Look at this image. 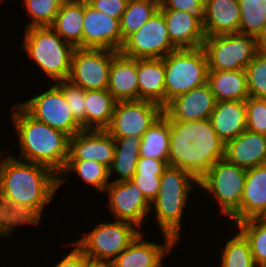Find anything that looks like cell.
Here are the masks:
<instances>
[{
	"label": "cell",
	"mask_w": 266,
	"mask_h": 267,
	"mask_svg": "<svg viewBox=\"0 0 266 267\" xmlns=\"http://www.w3.org/2000/svg\"><path fill=\"white\" fill-rule=\"evenodd\" d=\"M0 151V217L14 233L25 225L40 226L46 206L58 192L51 168ZM4 156V157H3Z\"/></svg>",
	"instance_id": "cell-1"
},
{
	"label": "cell",
	"mask_w": 266,
	"mask_h": 267,
	"mask_svg": "<svg viewBox=\"0 0 266 267\" xmlns=\"http://www.w3.org/2000/svg\"><path fill=\"white\" fill-rule=\"evenodd\" d=\"M169 124V166L183 169L199 181L217 160L225 158L226 145L210 119L185 122L169 119Z\"/></svg>",
	"instance_id": "cell-2"
},
{
	"label": "cell",
	"mask_w": 266,
	"mask_h": 267,
	"mask_svg": "<svg viewBox=\"0 0 266 267\" xmlns=\"http://www.w3.org/2000/svg\"><path fill=\"white\" fill-rule=\"evenodd\" d=\"M11 108L8 115L19 146L18 155L12 156L45 165L59 175L69 157V136L33 118L18 101Z\"/></svg>",
	"instance_id": "cell-3"
},
{
	"label": "cell",
	"mask_w": 266,
	"mask_h": 267,
	"mask_svg": "<svg viewBox=\"0 0 266 267\" xmlns=\"http://www.w3.org/2000/svg\"><path fill=\"white\" fill-rule=\"evenodd\" d=\"M197 187L199 181L189 172L168 165L161 175L158 196L151 203L150 214L158 223V229L178 244L182 238L184 211L192 196L190 192Z\"/></svg>",
	"instance_id": "cell-4"
},
{
	"label": "cell",
	"mask_w": 266,
	"mask_h": 267,
	"mask_svg": "<svg viewBox=\"0 0 266 267\" xmlns=\"http://www.w3.org/2000/svg\"><path fill=\"white\" fill-rule=\"evenodd\" d=\"M21 47L51 82L68 80L75 47L50 26L23 30Z\"/></svg>",
	"instance_id": "cell-5"
},
{
	"label": "cell",
	"mask_w": 266,
	"mask_h": 267,
	"mask_svg": "<svg viewBox=\"0 0 266 267\" xmlns=\"http://www.w3.org/2000/svg\"><path fill=\"white\" fill-rule=\"evenodd\" d=\"M162 59L165 67V106L176 96L207 83L208 59L203 47L175 50Z\"/></svg>",
	"instance_id": "cell-6"
},
{
	"label": "cell",
	"mask_w": 266,
	"mask_h": 267,
	"mask_svg": "<svg viewBox=\"0 0 266 267\" xmlns=\"http://www.w3.org/2000/svg\"><path fill=\"white\" fill-rule=\"evenodd\" d=\"M144 230L134 224L114 220L100 222L83 237L72 241L91 261L111 263Z\"/></svg>",
	"instance_id": "cell-7"
},
{
	"label": "cell",
	"mask_w": 266,
	"mask_h": 267,
	"mask_svg": "<svg viewBox=\"0 0 266 267\" xmlns=\"http://www.w3.org/2000/svg\"><path fill=\"white\" fill-rule=\"evenodd\" d=\"M247 170L226 158L217 160L210 170L199 180V187L207 196H213L223 216L230 218L242 201Z\"/></svg>",
	"instance_id": "cell-8"
},
{
	"label": "cell",
	"mask_w": 266,
	"mask_h": 267,
	"mask_svg": "<svg viewBox=\"0 0 266 267\" xmlns=\"http://www.w3.org/2000/svg\"><path fill=\"white\" fill-rule=\"evenodd\" d=\"M208 71L245 70L258 52L256 38L242 33L205 37Z\"/></svg>",
	"instance_id": "cell-9"
},
{
	"label": "cell",
	"mask_w": 266,
	"mask_h": 267,
	"mask_svg": "<svg viewBox=\"0 0 266 267\" xmlns=\"http://www.w3.org/2000/svg\"><path fill=\"white\" fill-rule=\"evenodd\" d=\"M49 84L45 91L18 103L36 120L72 137L83 129L73 117L64 93L55 84Z\"/></svg>",
	"instance_id": "cell-10"
},
{
	"label": "cell",
	"mask_w": 266,
	"mask_h": 267,
	"mask_svg": "<svg viewBox=\"0 0 266 267\" xmlns=\"http://www.w3.org/2000/svg\"><path fill=\"white\" fill-rule=\"evenodd\" d=\"M177 50L171 43L163 12L159 9L123 43L120 53L129 58H164Z\"/></svg>",
	"instance_id": "cell-11"
},
{
	"label": "cell",
	"mask_w": 266,
	"mask_h": 267,
	"mask_svg": "<svg viewBox=\"0 0 266 267\" xmlns=\"http://www.w3.org/2000/svg\"><path fill=\"white\" fill-rule=\"evenodd\" d=\"M118 51L75 48L68 80L84 90L107 89L112 59Z\"/></svg>",
	"instance_id": "cell-12"
},
{
	"label": "cell",
	"mask_w": 266,
	"mask_h": 267,
	"mask_svg": "<svg viewBox=\"0 0 266 267\" xmlns=\"http://www.w3.org/2000/svg\"><path fill=\"white\" fill-rule=\"evenodd\" d=\"M162 114L163 108L150 101H118L110 125L105 130L113 138H141Z\"/></svg>",
	"instance_id": "cell-13"
},
{
	"label": "cell",
	"mask_w": 266,
	"mask_h": 267,
	"mask_svg": "<svg viewBox=\"0 0 266 267\" xmlns=\"http://www.w3.org/2000/svg\"><path fill=\"white\" fill-rule=\"evenodd\" d=\"M104 193L114 220L132 223L141 230L143 223L151 218V204L132 180L110 182Z\"/></svg>",
	"instance_id": "cell-14"
},
{
	"label": "cell",
	"mask_w": 266,
	"mask_h": 267,
	"mask_svg": "<svg viewBox=\"0 0 266 267\" xmlns=\"http://www.w3.org/2000/svg\"><path fill=\"white\" fill-rule=\"evenodd\" d=\"M120 20L94 10L84 0L83 49L120 51Z\"/></svg>",
	"instance_id": "cell-15"
},
{
	"label": "cell",
	"mask_w": 266,
	"mask_h": 267,
	"mask_svg": "<svg viewBox=\"0 0 266 267\" xmlns=\"http://www.w3.org/2000/svg\"><path fill=\"white\" fill-rule=\"evenodd\" d=\"M163 236V244L147 241L143 232L111 262L113 267H165L164 258L178 243L169 235Z\"/></svg>",
	"instance_id": "cell-16"
},
{
	"label": "cell",
	"mask_w": 266,
	"mask_h": 267,
	"mask_svg": "<svg viewBox=\"0 0 266 267\" xmlns=\"http://www.w3.org/2000/svg\"><path fill=\"white\" fill-rule=\"evenodd\" d=\"M216 102L207 82L173 98L163 108V114L168 119L182 122L210 119Z\"/></svg>",
	"instance_id": "cell-17"
},
{
	"label": "cell",
	"mask_w": 266,
	"mask_h": 267,
	"mask_svg": "<svg viewBox=\"0 0 266 267\" xmlns=\"http://www.w3.org/2000/svg\"><path fill=\"white\" fill-rule=\"evenodd\" d=\"M114 154V138L105 129H83L69 137L67 160H94L110 168Z\"/></svg>",
	"instance_id": "cell-18"
},
{
	"label": "cell",
	"mask_w": 266,
	"mask_h": 267,
	"mask_svg": "<svg viewBox=\"0 0 266 267\" xmlns=\"http://www.w3.org/2000/svg\"><path fill=\"white\" fill-rule=\"evenodd\" d=\"M163 12L169 38L177 49H194L203 46L205 33L202 24L203 13H189L177 10Z\"/></svg>",
	"instance_id": "cell-19"
},
{
	"label": "cell",
	"mask_w": 266,
	"mask_h": 267,
	"mask_svg": "<svg viewBox=\"0 0 266 267\" xmlns=\"http://www.w3.org/2000/svg\"><path fill=\"white\" fill-rule=\"evenodd\" d=\"M266 217V164L247 170L240 208L229 218L235 225L250 218Z\"/></svg>",
	"instance_id": "cell-20"
},
{
	"label": "cell",
	"mask_w": 266,
	"mask_h": 267,
	"mask_svg": "<svg viewBox=\"0 0 266 267\" xmlns=\"http://www.w3.org/2000/svg\"><path fill=\"white\" fill-rule=\"evenodd\" d=\"M240 17L238 0H204L205 37L238 33Z\"/></svg>",
	"instance_id": "cell-21"
},
{
	"label": "cell",
	"mask_w": 266,
	"mask_h": 267,
	"mask_svg": "<svg viewBox=\"0 0 266 267\" xmlns=\"http://www.w3.org/2000/svg\"><path fill=\"white\" fill-rule=\"evenodd\" d=\"M225 158L246 170L266 164V135L245 130L226 144Z\"/></svg>",
	"instance_id": "cell-22"
},
{
	"label": "cell",
	"mask_w": 266,
	"mask_h": 267,
	"mask_svg": "<svg viewBox=\"0 0 266 267\" xmlns=\"http://www.w3.org/2000/svg\"><path fill=\"white\" fill-rule=\"evenodd\" d=\"M107 90L117 102L139 100L137 59L120 52L112 59Z\"/></svg>",
	"instance_id": "cell-23"
},
{
	"label": "cell",
	"mask_w": 266,
	"mask_h": 267,
	"mask_svg": "<svg viewBox=\"0 0 266 267\" xmlns=\"http://www.w3.org/2000/svg\"><path fill=\"white\" fill-rule=\"evenodd\" d=\"M210 120L220 140L226 145L247 130L245 101H219Z\"/></svg>",
	"instance_id": "cell-24"
},
{
	"label": "cell",
	"mask_w": 266,
	"mask_h": 267,
	"mask_svg": "<svg viewBox=\"0 0 266 267\" xmlns=\"http://www.w3.org/2000/svg\"><path fill=\"white\" fill-rule=\"evenodd\" d=\"M139 99L165 107V67L162 58L137 59Z\"/></svg>",
	"instance_id": "cell-25"
},
{
	"label": "cell",
	"mask_w": 266,
	"mask_h": 267,
	"mask_svg": "<svg viewBox=\"0 0 266 267\" xmlns=\"http://www.w3.org/2000/svg\"><path fill=\"white\" fill-rule=\"evenodd\" d=\"M84 0L63 2L52 27L75 48L83 49Z\"/></svg>",
	"instance_id": "cell-26"
},
{
	"label": "cell",
	"mask_w": 266,
	"mask_h": 267,
	"mask_svg": "<svg viewBox=\"0 0 266 267\" xmlns=\"http://www.w3.org/2000/svg\"><path fill=\"white\" fill-rule=\"evenodd\" d=\"M217 102L239 100L249 97L245 70L208 71V80Z\"/></svg>",
	"instance_id": "cell-27"
},
{
	"label": "cell",
	"mask_w": 266,
	"mask_h": 267,
	"mask_svg": "<svg viewBox=\"0 0 266 267\" xmlns=\"http://www.w3.org/2000/svg\"><path fill=\"white\" fill-rule=\"evenodd\" d=\"M115 154L112 165L109 168L110 182H123L131 180L135 174L137 162L139 160V148L141 138L128 136L124 138H114ZM116 174L119 176H116ZM114 175V177H113ZM118 177V178H117ZM114 178V180H111Z\"/></svg>",
	"instance_id": "cell-28"
},
{
	"label": "cell",
	"mask_w": 266,
	"mask_h": 267,
	"mask_svg": "<svg viewBox=\"0 0 266 267\" xmlns=\"http://www.w3.org/2000/svg\"><path fill=\"white\" fill-rule=\"evenodd\" d=\"M72 173L100 193H104L110 184L109 168L106 165L94 160H67L64 169L58 175V189Z\"/></svg>",
	"instance_id": "cell-29"
},
{
	"label": "cell",
	"mask_w": 266,
	"mask_h": 267,
	"mask_svg": "<svg viewBox=\"0 0 266 267\" xmlns=\"http://www.w3.org/2000/svg\"><path fill=\"white\" fill-rule=\"evenodd\" d=\"M116 100L103 90H86L85 129H106L112 120Z\"/></svg>",
	"instance_id": "cell-30"
},
{
	"label": "cell",
	"mask_w": 266,
	"mask_h": 267,
	"mask_svg": "<svg viewBox=\"0 0 266 267\" xmlns=\"http://www.w3.org/2000/svg\"><path fill=\"white\" fill-rule=\"evenodd\" d=\"M169 119L162 114L141 137L139 156L164 160L168 164Z\"/></svg>",
	"instance_id": "cell-31"
},
{
	"label": "cell",
	"mask_w": 266,
	"mask_h": 267,
	"mask_svg": "<svg viewBox=\"0 0 266 267\" xmlns=\"http://www.w3.org/2000/svg\"><path fill=\"white\" fill-rule=\"evenodd\" d=\"M160 0L128 1L120 20V31L124 41L138 31L158 10Z\"/></svg>",
	"instance_id": "cell-32"
},
{
	"label": "cell",
	"mask_w": 266,
	"mask_h": 267,
	"mask_svg": "<svg viewBox=\"0 0 266 267\" xmlns=\"http://www.w3.org/2000/svg\"><path fill=\"white\" fill-rule=\"evenodd\" d=\"M248 240L257 267L266 263V217L250 218L233 225Z\"/></svg>",
	"instance_id": "cell-33"
},
{
	"label": "cell",
	"mask_w": 266,
	"mask_h": 267,
	"mask_svg": "<svg viewBox=\"0 0 266 267\" xmlns=\"http://www.w3.org/2000/svg\"><path fill=\"white\" fill-rule=\"evenodd\" d=\"M223 245L220 267H257L245 236L238 230ZM217 267V266H216Z\"/></svg>",
	"instance_id": "cell-34"
},
{
	"label": "cell",
	"mask_w": 266,
	"mask_h": 267,
	"mask_svg": "<svg viewBox=\"0 0 266 267\" xmlns=\"http://www.w3.org/2000/svg\"><path fill=\"white\" fill-rule=\"evenodd\" d=\"M240 6L239 32L257 38L266 23V0H238Z\"/></svg>",
	"instance_id": "cell-35"
},
{
	"label": "cell",
	"mask_w": 266,
	"mask_h": 267,
	"mask_svg": "<svg viewBox=\"0 0 266 267\" xmlns=\"http://www.w3.org/2000/svg\"><path fill=\"white\" fill-rule=\"evenodd\" d=\"M24 4L25 14L29 22H26L25 29L30 27L51 26L59 12L63 0H21Z\"/></svg>",
	"instance_id": "cell-36"
},
{
	"label": "cell",
	"mask_w": 266,
	"mask_h": 267,
	"mask_svg": "<svg viewBox=\"0 0 266 267\" xmlns=\"http://www.w3.org/2000/svg\"><path fill=\"white\" fill-rule=\"evenodd\" d=\"M245 71L249 97L266 99V53L258 51Z\"/></svg>",
	"instance_id": "cell-37"
},
{
	"label": "cell",
	"mask_w": 266,
	"mask_h": 267,
	"mask_svg": "<svg viewBox=\"0 0 266 267\" xmlns=\"http://www.w3.org/2000/svg\"><path fill=\"white\" fill-rule=\"evenodd\" d=\"M63 93L73 117L85 129V94L86 90L69 80L54 83Z\"/></svg>",
	"instance_id": "cell-38"
},
{
	"label": "cell",
	"mask_w": 266,
	"mask_h": 267,
	"mask_svg": "<svg viewBox=\"0 0 266 267\" xmlns=\"http://www.w3.org/2000/svg\"><path fill=\"white\" fill-rule=\"evenodd\" d=\"M245 104L247 130L266 135V99L248 97Z\"/></svg>",
	"instance_id": "cell-39"
},
{
	"label": "cell",
	"mask_w": 266,
	"mask_h": 267,
	"mask_svg": "<svg viewBox=\"0 0 266 267\" xmlns=\"http://www.w3.org/2000/svg\"><path fill=\"white\" fill-rule=\"evenodd\" d=\"M162 174L135 173L132 181L151 204L158 196Z\"/></svg>",
	"instance_id": "cell-40"
},
{
	"label": "cell",
	"mask_w": 266,
	"mask_h": 267,
	"mask_svg": "<svg viewBox=\"0 0 266 267\" xmlns=\"http://www.w3.org/2000/svg\"><path fill=\"white\" fill-rule=\"evenodd\" d=\"M86 2L94 10L119 20L128 4L127 0H86Z\"/></svg>",
	"instance_id": "cell-41"
},
{
	"label": "cell",
	"mask_w": 266,
	"mask_h": 267,
	"mask_svg": "<svg viewBox=\"0 0 266 267\" xmlns=\"http://www.w3.org/2000/svg\"><path fill=\"white\" fill-rule=\"evenodd\" d=\"M159 9L204 13V0H160Z\"/></svg>",
	"instance_id": "cell-42"
},
{
	"label": "cell",
	"mask_w": 266,
	"mask_h": 267,
	"mask_svg": "<svg viewBox=\"0 0 266 267\" xmlns=\"http://www.w3.org/2000/svg\"><path fill=\"white\" fill-rule=\"evenodd\" d=\"M67 245L74 246V249L69 251L68 255L65 254L62 260H57L58 262L53 267H86L91 260L73 242Z\"/></svg>",
	"instance_id": "cell-43"
},
{
	"label": "cell",
	"mask_w": 266,
	"mask_h": 267,
	"mask_svg": "<svg viewBox=\"0 0 266 267\" xmlns=\"http://www.w3.org/2000/svg\"><path fill=\"white\" fill-rule=\"evenodd\" d=\"M167 167L168 164L164 160L139 157L135 173L163 174Z\"/></svg>",
	"instance_id": "cell-44"
},
{
	"label": "cell",
	"mask_w": 266,
	"mask_h": 267,
	"mask_svg": "<svg viewBox=\"0 0 266 267\" xmlns=\"http://www.w3.org/2000/svg\"><path fill=\"white\" fill-rule=\"evenodd\" d=\"M258 51L266 53V23L264 24L261 33L256 38Z\"/></svg>",
	"instance_id": "cell-45"
},
{
	"label": "cell",
	"mask_w": 266,
	"mask_h": 267,
	"mask_svg": "<svg viewBox=\"0 0 266 267\" xmlns=\"http://www.w3.org/2000/svg\"><path fill=\"white\" fill-rule=\"evenodd\" d=\"M14 233L11 231V229L3 222V220L0 217V238H13Z\"/></svg>",
	"instance_id": "cell-46"
},
{
	"label": "cell",
	"mask_w": 266,
	"mask_h": 267,
	"mask_svg": "<svg viewBox=\"0 0 266 267\" xmlns=\"http://www.w3.org/2000/svg\"><path fill=\"white\" fill-rule=\"evenodd\" d=\"M86 267H113L111 263L93 262L90 261Z\"/></svg>",
	"instance_id": "cell-47"
},
{
	"label": "cell",
	"mask_w": 266,
	"mask_h": 267,
	"mask_svg": "<svg viewBox=\"0 0 266 267\" xmlns=\"http://www.w3.org/2000/svg\"><path fill=\"white\" fill-rule=\"evenodd\" d=\"M64 2H67V1H77V0H63Z\"/></svg>",
	"instance_id": "cell-48"
}]
</instances>
